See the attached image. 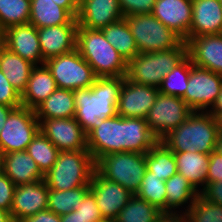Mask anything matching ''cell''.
<instances>
[{"label": "cell", "instance_id": "cell-1", "mask_svg": "<svg viewBox=\"0 0 222 222\" xmlns=\"http://www.w3.org/2000/svg\"><path fill=\"white\" fill-rule=\"evenodd\" d=\"M158 141L144 118L116 115L103 118L101 125L87 135V149L96 163L106 154L148 153Z\"/></svg>", "mask_w": 222, "mask_h": 222}, {"label": "cell", "instance_id": "cell-2", "mask_svg": "<svg viewBox=\"0 0 222 222\" xmlns=\"http://www.w3.org/2000/svg\"><path fill=\"white\" fill-rule=\"evenodd\" d=\"M124 78L125 76L98 77L91 87L73 90L76 107L74 118L86 136L101 125L103 118L117 115Z\"/></svg>", "mask_w": 222, "mask_h": 222}, {"label": "cell", "instance_id": "cell-3", "mask_svg": "<svg viewBox=\"0 0 222 222\" xmlns=\"http://www.w3.org/2000/svg\"><path fill=\"white\" fill-rule=\"evenodd\" d=\"M218 134L215 117L208 111H193L184 122L159 141L172 152L189 151L210 155L214 151Z\"/></svg>", "mask_w": 222, "mask_h": 222}, {"label": "cell", "instance_id": "cell-4", "mask_svg": "<svg viewBox=\"0 0 222 222\" xmlns=\"http://www.w3.org/2000/svg\"><path fill=\"white\" fill-rule=\"evenodd\" d=\"M76 49L97 78L127 75V62L107 41L102 30L78 27Z\"/></svg>", "mask_w": 222, "mask_h": 222}, {"label": "cell", "instance_id": "cell-5", "mask_svg": "<svg viewBox=\"0 0 222 222\" xmlns=\"http://www.w3.org/2000/svg\"><path fill=\"white\" fill-rule=\"evenodd\" d=\"M187 57V43L159 52L138 53L127 63L126 77L137 84L159 88L164 77Z\"/></svg>", "mask_w": 222, "mask_h": 222}, {"label": "cell", "instance_id": "cell-6", "mask_svg": "<svg viewBox=\"0 0 222 222\" xmlns=\"http://www.w3.org/2000/svg\"><path fill=\"white\" fill-rule=\"evenodd\" d=\"M94 170L95 162L88 150L59 151L44 181L49 189L57 191L90 186Z\"/></svg>", "mask_w": 222, "mask_h": 222}, {"label": "cell", "instance_id": "cell-7", "mask_svg": "<svg viewBox=\"0 0 222 222\" xmlns=\"http://www.w3.org/2000/svg\"><path fill=\"white\" fill-rule=\"evenodd\" d=\"M95 169L107 180L117 182L135 195L147 170L146 153L106 154L95 163Z\"/></svg>", "mask_w": 222, "mask_h": 222}, {"label": "cell", "instance_id": "cell-8", "mask_svg": "<svg viewBox=\"0 0 222 222\" xmlns=\"http://www.w3.org/2000/svg\"><path fill=\"white\" fill-rule=\"evenodd\" d=\"M139 53L177 47L183 40L152 14L124 16Z\"/></svg>", "mask_w": 222, "mask_h": 222}, {"label": "cell", "instance_id": "cell-9", "mask_svg": "<svg viewBox=\"0 0 222 222\" xmlns=\"http://www.w3.org/2000/svg\"><path fill=\"white\" fill-rule=\"evenodd\" d=\"M45 65L51 71L56 85L60 89L89 88L97 78L92 67L77 49L49 58L45 61Z\"/></svg>", "mask_w": 222, "mask_h": 222}, {"label": "cell", "instance_id": "cell-10", "mask_svg": "<svg viewBox=\"0 0 222 222\" xmlns=\"http://www.w3.org/2000/svg\"><path fill=\"white\" fill-rule=\"evenodd\" d=\"M40 131L35 112L28 107L13 109L0 132V149L4 154L26 151L27 146Z\"/></svg>", "mask_w": 222, "mask_h": 222}, {"label": "cell", "instance_id": "cell-11", "mask_svg": "<svg viewBox=\"0 0 222 222\" xmlns=\"http://www.w3.org/2000/svg\"><path fill=\"white\" fill-rule=\"evenodd\" d=\"M192 112L181 97L159 92L145 120L152 133L160 140L184 122Z\"/></svg>", "mask_w": 222, "mask_h": 222}, {"label": "cell", "instance_id": "cell-12", "mask_svg": "<svg viewBox=\"0 0 222 222\" xmlns=\"http://www.w3.org/2000/svg\"><path fill=\"white\" fill-rule=\"evenodd\" d=\"M222 88V75L194 65L190 59V75L182 99L193 111H208Z\"/></svg>", "mask_w": 222, "mask_h": 222}, {"label": "cell", "instance_id": "cell-13", "mask_svg": "<svg viewBox=\"0 0 222 222\" xmlns=\"http://www.w3.org/2000/svg\"><path fill=\"white\" fill-rule=\"evenodd\" d=\"M1 44L35 66L45 64L37 28L29 23L13 25L1 32Z\"/></svg>", "mask_w": 222, "mask_h": 222}, {"label": "cell", "instance_id": "cell-14", "mask_svg": "<svg viewBox=\"0 0 222 222\" xmlns=\"http://www.w3.org/2000/svg\"><path fill=\"white\" fill-rule=\"evenodd\" d=\"M38 121L40 131L59 151L88 150L87 136L74 117Z\"/></svg>", "mask_w": 222, "mask_h": 222}, {"label": "cell", "instance_id": "cell-15", "mask_svg": "<svg viewBox=\"0 0 222 222\" xmlns=\"http://www.w3.org/2000/svg\"><path fill=\"white\" fill-rule=\"evenodd\" d=\"M90 190L94 193L96 204L104 220L113 221L133 195L122 185L104 178L94 170Z\"/></svg>", "mask_w": 222, "mask_h": 222}, {"label": "cell", "instance_id": "cell-16", "mask_svg": "<svg viewBox=\"0 0 222 222\" xmlns=\"http://www.w3.org/2000/svg\"><path fill=\"white\" fill-rule=\"evenodd\" d=\"M158 94L159 88L137 84L125 76L119 93L117 115L145 119Z\"/></svg>", "mask_w": 222, "mask_h": 222}, {"label": "cell", "instance_id": "cell-17", "mask_svg": "<svg viewBox=\"0 0 222 222\" xmlns=\"http://www.w3.org/2000/svg\"><path fill=\"white\" fill-rule=\"evenodd\" d=\"M48 194L49 188L44 180L16 186L10 210L14 222L46 210Z\"/></svg>", "mask_w": 222, "mask_h": 222}, {"label": "cell", "instance_id": "cell-18", "mask_svg": "<svg viewBox=\"0 0 222 222\" xmlns=\"http://www.w3.org/2000/svg\"><path fill=\"white\" fill-rule=\"evenodd\" d=\"M124 18L119 0H80L76 17L78 27L102 30Z\"/></svg>", "mask_w": 222, "mask_h": 222}, {"label": "cell", "instance_id": "cell-19", "mask_svg": "<svg viewBox=\"0 0 222 222\" xmlns=\"http://www.w3.org/2000/svg\"><path fill=\"white\" fill-rule=\"evenodd\" d=\"M77 19L70 24L37 28L43 59L67 54L76 49Z\"/></svg>", "mask_w": 222, "mask_h": 222}, {"label": "cell", "instance_id": "cell-20", "mask_svg": "<svg viewBox=\"0 0 222 222\" xmlns=\"http://www.w3.org/2000/svg\"><path fill=\"white\" fill-rule=\"evenodd\" d=\"M185 42L194 65L222 75V34L197 36Z\"/></svg>", "mask_w": 222, "mask_h": 222}, {"label": "cell", "instance_id": "cell-21", "mask_svg": "<svg viewBox=\"0 0 222 222\" xmlns=\"http://www.w3.org/2000/svg\"><path fill=\"white\" fill-rule=\"evenodd\" d=\"M152 15L183 41L188 39L192 21V0H156Z\"/></svg>", "mask_w": 222, "mask_h": 222}, {"label": "cell", "instance_id": "cell-22", "mask_svg": "<svg viewBox=\"0 0 222 222\" xmlns=\"http://www.w3.org/2000/svg\"><path fill=\"white\" fill-rule=\"evenodd\" d=\"M222 34V6L219 0H192V21L188 38Z\"/></svg>", "mask_w": 222, "mask_h": 222}, {"label": "cell", "instance_id": "cell-23", "mask_svg": "<svg viewBox=\"0 0 222 222\" xmlns=\"http://www.w3.org/2000/svg\"><path fill=\"white\" fill-rule=\"evenodd\" d=\"M51 71L47 66H35L30 74L25 91L21 95V104L34 110L57 89Z\"/></svg>", "mask_w": 222, "mask_h": 222}, {"label": "cell", "instance_id": "cell-24", "mask_svg": "<svg viewBox=\"0 0 222 222\" xmlns=\"http://www.w3.org/2000/svg\"><path fill=\"white\" fill-rule=\"evenodd\" d=\"M4 174L16 185L44 180L34 159L26 151H15L4 156Z\"/></svg>", "mask_w": 222, "mask_h": 222}, {"label": "cell", "instance_id": "cell-25", "mask_svg": "<svg viewBox=\"0 0 222 222\" xmlns=\"http://www.w3.org/2000/svg\"><path fill=\"white\" fill-rule=\"evenodd\" d=\"M174 157L177 173L182 174L200 193L206 186L209 155L185 151L174 152Z\"/></svg>", "mask_w": 222, "mask_h": 222}, {"label": "cell", "instance_id": "cell-26", "mask_svg": "<svg viewBox=\"0 0 222 222\" xmlns=\"http://www.w3.org/2000/svg\"><path fill=\"white\" fill-rule=\"evenodd\" d=\"M75 98L73 90L57 88L35 109L38 120L73 118L75 116Z\"/></svg>", "mask_w": 222, "mask_h": 222}, {"label": "cell", "instance_id": "cell-27", "mask_svg": "<svg viewBox=\"0 0 222 222\" xmlns=\"http://www.w3.org/2000/svg\"><path fill=\"white\" fill-rule=\"evenodd\" d=\"M34 67L35 65L31 62L0 45V70L20 95L25 91Z\"/></svg>", "mask_w": 222, "mask_h": 222}, {"label": "cell", "instance_id": "cell-28", "mask_svg": "<svg viewBox=\"0 0 222 222\" xmlns=\"http://www.w3.org/2000/svg\"><path fill=\"white\" fill-rule=\"evenodd\" d=\"M165 189L166 212L188 211L189 207L200 194L192 186V184L182 174L179 173H175L172 177L165 181ZM184 205L187 209L180 210V206L183 208Z\"/></svg>", "mask_w": 222, "mask_h": 222}, {"label": "cell", "instance_id": "cell-29", "mask_svg": "<svg viewBox=\"0 0 222 222\" xmlns=\"http://www.w3.org/2000/svg\"><path fill=\"white\" fill-rule=\"evenodd\" d=\"M75 18L52 0H31L29 24L36 28L70 24Z\"/></svg>", "mask_w": 222, "mask_h": 222}, {"label": "cell", "instance_id": "cell-30", "mask_svg": "<svg viewBox=\"0 0 222 222\" xmlns=\"http://www.w3.org/2000/svg\"><path fill=\"white\" fill-rule=\"evenodd\" d=\"M102 32L107 41L116 49V51L128 63L138 53L137 46L130 28L125 18L109 24L102 29Z\"/></svg>", "mask_w": 222, "mask_h": 222}, {"label": "cell", "instance_id": "cell-31", "mask_svg": "<svg viewBox=\"0 0 222 222\" xmlns=\"http://www.w3.org/2000/svg\"><path fill=\"white\" fill-rule=\"evenodd\" d=\"M146 169L153 172L161 180H168L177 173L174 152L169 150L162 142L158 141L146 153Z\"/></svg>", "mask_w": 222, "mask_h": 222}, {"label": "cell", "instance_id": "cell-32", "mask_svg": "<svg viewBox=\"0 0 222 222\" xmlns=\"http://www.w3.org/2000/svg\"><path fill=\"white\" fill-rule=\"evenodd\" d=\"M163 213L158 207L132 195L113 222H157Z\"/></svg>", "mask_w": 222, "mask_h": 222}, {"label": "cell", "instance_id": "cell-33", "mask_svg": "<svg viewBox=\"0 0 222 222\" xmlns=\"http://www.w3.org/2000/svg\"><path fill=\"white\" fill-rule=\"evenodd\" d=\"M89 190L90 186L61 191L49 189L47 209L59 216L77 210Z\"/></svg>", "mask_w": 222, "mask_h": 222}, {"label": "cell", "instance_id": "cell-34", "mask_svg": "<svg viewBox=\"0 0 222 222\" xmlns=\"http://www.w3.org/2000/svg\"><path fill=\"white\" fill-rule=\"evenodd\" d=\"M26 152L34 159L43 175L52 168L59 155L57 147L41 131L32 139Z\"/></svg>", "mask_w": 222, "mask_h": 222}, {"label": "cell", "instance_id": "cell-35", "mask_svg": "<svg viewBox=\"0 0 222 222\" xmlns=\"http://www.w3.org/2000/svg\"><path fill=\"white\" fill-rule=\"evenodd\" d=\"M31 0H0V32L13 25L29 23Z\"/></svg>", "mask_w": 222, "mask_h": 222}, {"label": "cell", "instance_id": "cell-36", "mask_svg": "<svg viewBox=\"0 0 222 222\" xmlns=\"http://www.w3.org/2000/svg\"><path fill=\"white\" fill-rule=\"evenodd\" d=\"M189 75L190 58L187 56L164 77L159 92L182 98L185 95Z\"/></svg>", "mask_w": 222, "mask_h": 222}, {"label": "cell", "instance_id": "cell-37", "mask_svg": "<svg viewBox=\"0 0 222 222\" xmlns=\"http://www.w3.org/2000/svg\"><path fill=\"white\" fill-rule=\"evenodd\" d=\"M136 195L166 212L165 181L159 179L153 172L145 171L140 189Z\"/></svg>", "mask_w": 222, "mask_h": 222}, {"label": "cell", "instance_id": "cell-38", "mask_svg": "<svg viewBox=\"0 0 222 222\" xmlns=\"http://www.w3.org/2000/svg\"><path fill=\"white\" fill-rule=\"evenodd\" d=\"M184 213L188 222H222V206L207 201L201 194Z\"/></svg>", "mask_w": 222, "mask_h": 222}, {"label": "cell", "instance_id": "cell-39", "mask_svg": "<svg viewBox=\"0 0 222 222\" xmlns=\"http://www.w3.org/2000/svg\"><path fill=\"white\" fill-rule=\"evenodd\" d=\"M83 222H99L103 221L100 209L96 204L94 193L89 190L79 204L77 210Z\"/></svg>", "mask_w": 222, "mask_h": 222}, {"label": "cell", "instance_id": "cell-40", "mask_svg": "<svg viewBox=\"0 0 222 222\" xmlns=\"http://www.w3.org/2000/svg\"><path fill=\"white\" fill-rule=\"evenodd\" d=\"M0 104L15 108L21 107V95L8 81L4 73L0 70Z\"/></svg>", "mask_w": 222, "mask_h": 222}, {"label": "cell", "instance_id": "cell-41", "mask_svg": "<svg viewBox=\"0 0 222 222\" xmlns=\"http://www.w3.org/2000/svg\"><path fill=\"white\" fill-rule=\"evenodd\" d=\"M156 0H119L124 16L152 14Z\"/></svg>", "mask_w": 222, "mask_h": 222}, {"label": "cell", "instance_id": "cell-42", "mask_svg": "<svg viewBox=\"0 0 222 222\" xmlns=\"http://www.w3.org/2000/svg\"><path fill=\"white\" fill-rule=\"evenodd\" d=\"M16 185L3 173L0 174V208L11 210Z\"/></svg>", "mask_w": 222, "mask_h": 222}, {"label": "cell", "instance_id": "cell-43", "mask_svg": "<svg viewBox=\"0 0 222 222\" xmlns=\"http://www.w3.org/2000/svg\"><path fill=\"white\" fill-rule=\"evenodd\" d=\"M216 181H222V155H219L217 152L213 151L209 155L206 185Z\"/></svg>", "mask_w": 222, "mask_h": 222}, {"label": "cell", "instance_id": "cell-44", "mask_svg": "<svg viewBox=\"0 0 222 222\" xmlns=\"http://www.w3.org/2000/svg\"><path fill=\"white\" fill-rule=\"evenodd\" d=\"M200 194L207 201L222 206V181L208 183Z\"/></svg>", "mask_w": 222, "mask_h": 222}, {"label": "cell", "instance_id": "cell-45", "mask_svg": "<svg viewBox=\"0 0 222 222\" xmlns=\"http://www.w3.org/2000/svg\"><path fill=\"white\" fill-rule=\"evenodd\" d=\"M18 222H61V216L55 214L49 209L39 211L37 214L25 217Z\"/></svg>", "mask_w": 222, "mask_h": 222}, {"label": "cell", "instance_id": "cell-46", "mask_svg": "<svg viewBox=\"0 0 222 222\" xmlns=\"http://www.w3.org/2000/svg\"><path fill=\"white\" fill-rule=\"evenodd\" d=\"M157 222H188L184 212H163Z\"/></svg>", "mask_w": 222, "mask_h": 222}, {"label": "cell", "instance_id": "cell-47", "mask_svg": "<svg viewBox=\"0 0 222 222\" xmlns=\"http://www.w3.org/2000/svg\"><path fill=\"white\" fill-rule=\"evenodd\" d=\"M62 8H65L74 18L77 17L79 11L80 0H52Z\"/></svg>", "mask_w": 222, "mask_h": 222}, {"label": "cell", "instance_id": "cell-48", "mask_svg": "<svg viewBox=\"0 0 222 222\" xmlns=\"http://www.w3.org/2000/svg\"><path fill=\"white\" fill-rule=\"evenodd\" d=\"M208 112L213 116L217 117L219 114L222 113V88L220 94L217 96L215 103L213 106L208 110Z\"/></svg>", "mask_w": 222, "mask_h": 222}, {"label": "cell", "instance_id": "cell-49", "mask_svg": "<svg viewBox=\"0 0 222 222\" xmlns=\"http://www.w3.org/2000/svg\"><path fill=\"white\" fill-rule=\"evenodd\" d=\"M13 109H14L13 107L0 104V132H1L4 124L6 123V119H7L8 115L10 114V112Z\"/></svg>", "mask_w": 222, "mask_h": 222}, {"label": "cell", "instance_id": "cell-50", "mask_svg": "<svg viewBox=\"0 0 222 222\" xmlns=\"http://www.w3.org/2000/svg\"><path fill=\"white\" fill-rule=\"evenodd\" d=\"M61 222H83V220L78 214V211L73 210L68 214L62 215Z\"/></svg>", "mask_w": 222, "mask_h": 222}, {"label": "cell", "instance_id": "cell-51", "mask_svg": "<svg viewBox=\"0 0 222 222\" xmlns=\"http://www.w3.org/2000/svg\"><path fill=\"white\" fill-rule=\"evenodd\" d=\"M0 222H14L10 211L0 208Z\"/></svg>", "mask_w": 222, "mask_h": 222}, {"label": "cell", "instance_id": "cell-52", "mask_svg": "<svg viewBox=\"0 0 222 222\" xmlns=\"http://www.w3.org/2000/svg\"><path fill=\"white\" fill-rule=\"evenodd\" d=\"M214 151L217 152L219 155H222V133L219 132L217 135Z\"/></svg>", "mask_w": 222, "mask_h": 222}, {"label": "cell", "instance_id": "cell-53", "mask_svg": "<svg viewBox=\"0 0 222 222\" xmlns=\"http://www.w3.org/2000/svg\"><path fill=\"white\" fill-rule=\"evenodd\" d=\"M4 152L0 149V174L4 173Z\"/></svg>", "mask_w": 222, "mask_h": 222}, {"label": "cell", "instance_id": "cell-54", "mask_svg": "<svg viewBox=\"0 0 222 222\" xmlns=\"http://www.w3.org/2000/svg\"><path fill=\"white\" fill-rule=\"evenodd\" d=\"M217 126L219 128V132L222 133V113L216 117Z\"/></svg>", "mask_w": 222, "mask_h": 222}, {"label": "cell", "instance_id": "cell-55", "mask_svg": "<svg viewBox=\"0 0 222 222\" xmlns=\"http://www.w3.org/2000/svg\"><path fill=\"white\" fill-rule=\"evenodd\" d=\"M99 222H113V221L103 220V221H99Z\"/></svg>", "mask_w": 222, "mask_h": 222}]
</instances>
